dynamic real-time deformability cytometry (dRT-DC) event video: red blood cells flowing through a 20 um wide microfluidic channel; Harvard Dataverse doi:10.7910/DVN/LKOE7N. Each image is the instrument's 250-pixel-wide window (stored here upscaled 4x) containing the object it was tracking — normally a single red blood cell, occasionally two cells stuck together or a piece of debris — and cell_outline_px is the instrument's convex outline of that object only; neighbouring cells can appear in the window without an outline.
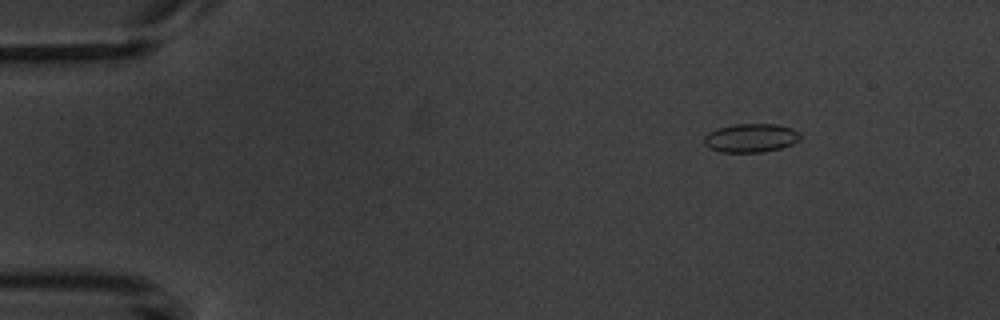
{"species": "common noctule bat (a hibernating species)", "species_latin": "Nyctalus noctula", "temperature_condition": "warm", "stored_images_in_passage": 6, "camera_frame_rate_fps": 3000, "um_per_image_px": 0.085, "animal": {"sex": "male", "body_mass_g": 20.1, "forearm_length_mm": 53.5}, "frame": {"image": 1, "passage_image": 1, "time_ms": 0.0, "image_size_px": [1000, 320], "cell_outline_px": [[800, 136], [792, 144], [780, 148], [760, 152], [720, 152], [708, 148], [704, 144], [704, 136], [708, 132], [716, 128], [732, 124], [776, 124], [792, 128], [800, 132]], "centroid_in_image_um": [63.77, 11.72], "position_along_channel_um": 21.2, "area_um2": 16.13}}
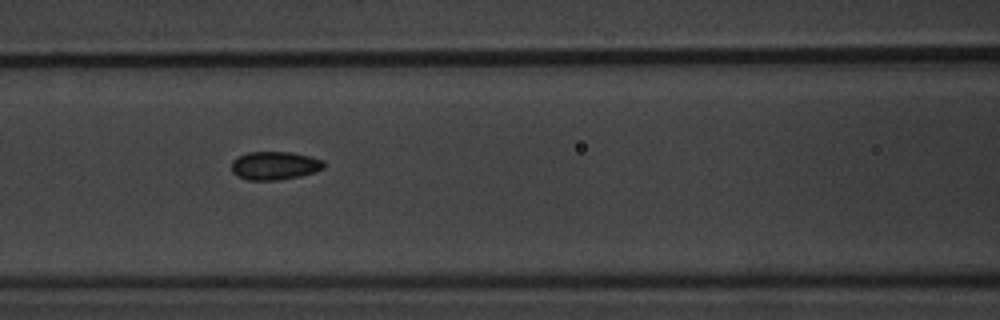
{"frame": {"image": 2, "passage_image": 6, "time_ms": 5.667, "image_size_px": [1000, 320], "cell_outline_px": [[324, 168], [300, 176], [276, 180], [248, 180], [236, 176], [232, 172], [232, 160], [236, 156], [248, 152], [292, 152], [324, 160]], "centroid_in_image_um": [23.3, 14.07], "position_along_channel_um": 143.3, "area_um2": 15.26}}